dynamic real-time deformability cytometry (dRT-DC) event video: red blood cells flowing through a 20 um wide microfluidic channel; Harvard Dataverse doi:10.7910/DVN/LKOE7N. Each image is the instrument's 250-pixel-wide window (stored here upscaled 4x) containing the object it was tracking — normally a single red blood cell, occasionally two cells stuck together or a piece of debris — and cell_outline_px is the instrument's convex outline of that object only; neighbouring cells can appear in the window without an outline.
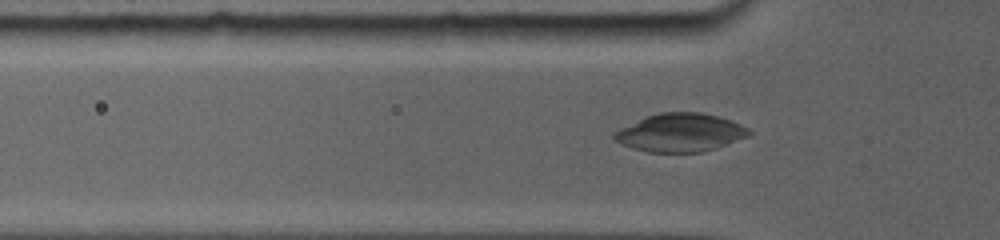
{"species": "common noctule bat (a hibernating species)", "species_latin": "Nyctalus noctula", "temperature_condition": "room temperature", "stored_images_in_passage": 32, "camera_frame_rate_fps": 5000, "um_per_image_px": 0.085, "animal": {"sex": "female", "body_mass_g": 19.0, "forearm_length_mm": 56.7}, "frame": {"image": 1, "passage_image": 10, "time_ms": 2.4, "image_size_px": [1000, 240], "cell_outline_px": [[752, 132], [744, 136], [724, 144], [700, 152], [648, 152], [624, 144], [616, 140], [612, 136], [616, 132], [648, 116], [660, 112], [700, 112], [716, 116], [728, 120]], "centroid_in_image_um": [57.79, 11.27], "position_along_channel_um": 68.0, "area_um2": 28.55}}
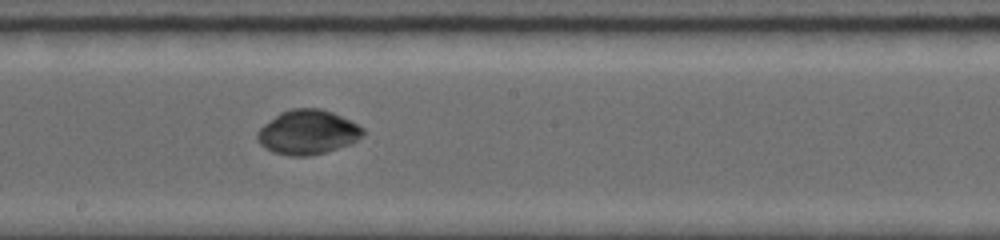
{"frame": {"image": 2, "passage_image": 22, "time_ms": 6.4, "image_size_px": [1000, 240], "cell_outline_px": [[364, 132], [356, 140], [348, 144], [324, 152], [308, 156], [292, 156], [272, 152], [264, 148], [256, 140], [256, 132], [264, 124], [280, 112], [292, 108], [320, 108], [332, 112], [364, 128]], "centroid_in_image_um": [26.09, 11.23], "position_along_channel_um": 222.1, "area_um2": 27.11}}
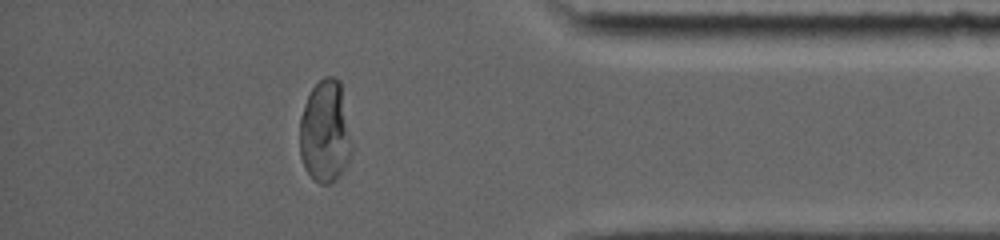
{"frame": {"image": 3, "passage_image": 31, "time_ms": 11.6, "image_size_px": [1000, 240], "cell_outline_px": [[352, 152], [348, 164], [336, 180], [328, 184], [320, 184], [304, 168], [300, 156], [300, 116], [304, 104], [312, 88], [324, 76], [332, 76], [340, 80], [352, 144]], "centroid_in_image_um": [27.64, 11.21], "position_along_channel_um": 407.6, "area_um2": 31.21}}